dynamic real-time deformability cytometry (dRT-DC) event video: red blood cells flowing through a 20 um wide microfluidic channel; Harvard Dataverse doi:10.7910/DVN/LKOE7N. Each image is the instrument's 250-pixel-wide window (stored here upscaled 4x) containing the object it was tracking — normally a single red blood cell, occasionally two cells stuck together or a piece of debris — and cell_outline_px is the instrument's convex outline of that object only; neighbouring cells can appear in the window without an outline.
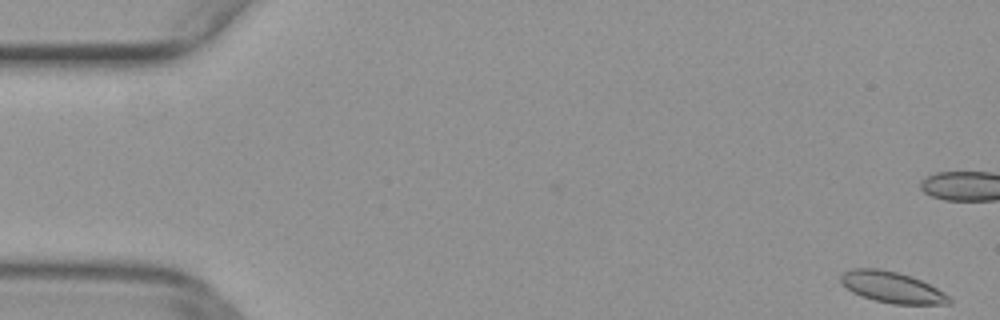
{"species": "common noctule bat (a hibernating species)", "species_latin": "Nyctalus noctula", "temperature_condition": "warm", "stored_images_in_passage": 52, "camera_frame_rate_fps": 3000, "um_per_image_px": 0.085, "animal": {"sex": "female", "body_mass_g": 29.2, "forearm_length_mm": 56.3}, "frame": {"image": 1, "passage_image": 1, "time_ms": 0.0, "image_size_px": [1000, 320], "cell_outline_px": [[952, 304], [892, 304], [860, 296], [852, 292], [840, 284], [840, 272], [852, 268], [880, 268], [912, 276], [944, 292], [952, 300]], "centroid_in_image_um": [75.77, 24.41], "position_along_channel_um": 9.2, "area_um2": 19.83}}
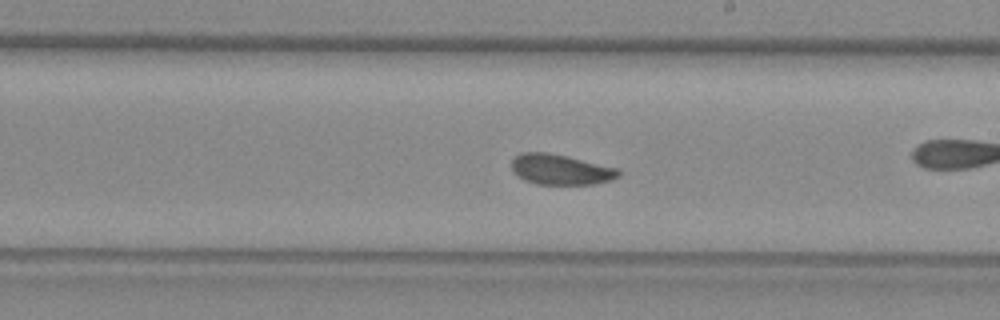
{"frame": {"image": 2, "passage_image": 29, "time_ms": 9.333, "image_size_px": [1000, 320], "cell_outline_px": [[620, 176], [612, 180], [596, 184], [536, 184], [524, 180], [512, 172], [512, 160], [520, 152], [548, 152], [620, 168]], "centroid_in_image_um": [47.67, 14.41], "position_along_channel_um": 241.3, "area_um2": 19.13}}
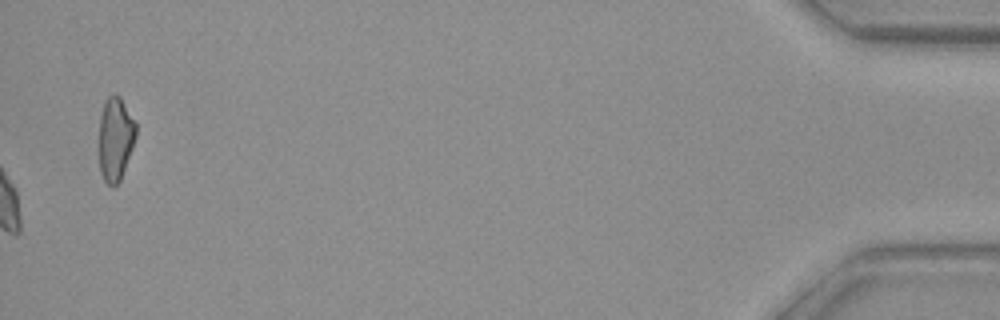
{"frame": {"image": 3, "passage_image": 52, "time_ms": 17.0, "image_size_px": [1000, 320], "cell_outline_px": [[136, 136], [132, 148], [120, 180], [112, 188], [104, 180], [100, 172], [96, 148], [100, 116], [104, 100], [108, 96], [120, 96], [136, 124]], "centroid_in_image_um": [9.74, 11.83], "position_along_channel_um": 425.5, "area_um2": 18.5}}